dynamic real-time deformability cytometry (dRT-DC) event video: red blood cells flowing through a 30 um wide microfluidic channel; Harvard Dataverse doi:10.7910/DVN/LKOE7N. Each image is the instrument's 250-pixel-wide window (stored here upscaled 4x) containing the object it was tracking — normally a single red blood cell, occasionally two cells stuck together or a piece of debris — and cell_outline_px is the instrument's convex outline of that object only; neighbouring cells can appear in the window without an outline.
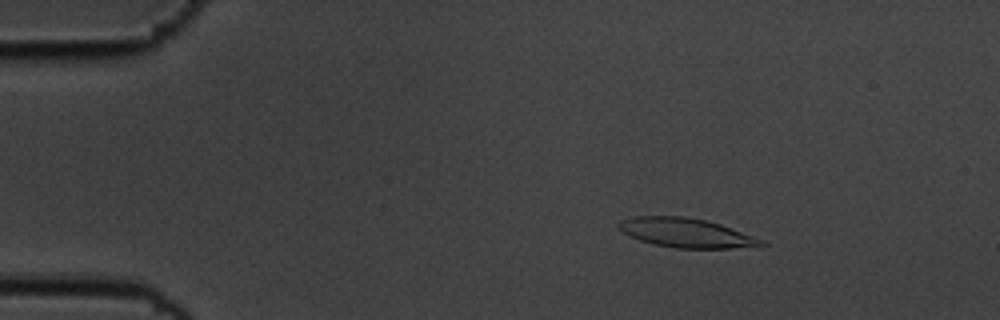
{"species": "common noctule bat (a hibernating species)", "species_latin": "Nyctalus noctula", "temperature_condition": "cold", "stored_images_in_passage": 49, "camera_frame_rate_fps": 3000, "um_per_image_px": 0.085, "animal": {"sex": "male", "body_mass_g": 19.5, "forearm_length_mm": 54.6}, "frame": {"image": 1, "passage_image": 2, "time_ms": 0.333, "image_size_px": [1000, 320], "cell_outline_px": [[768, 244], [728, 248], [676, 248], [656, 244], [640, 240], [624, 232], [616, 224], [620, 220], [636, 216], [684, 216], [708, 220], [720, 224], [764, 240]], "centroid_in_image_um": [58.31, 19.77], "position_along_channel_um": 26.7, "area_um2": 23.93}}
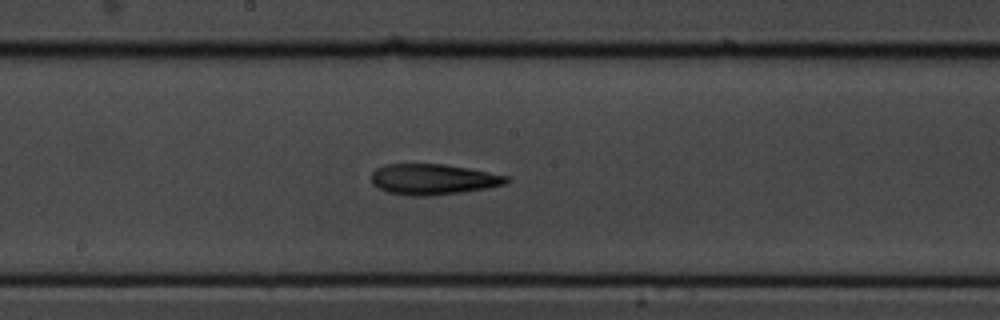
{"frame": {"image": 2, "passage_image": 23, "time_ms": 7.333, "image_size_px": [1000, 320], "cell_outline_px": [[508, 180], [504, 184], [484, 188], [460, 192], [428, 196], [408, 196], [388, 192], [376, 188], [372, 184], [372, 172], [376, 168], [384, 164], [444, 164], [468, 168], [508, 176]], "centroid_in_image_um": [36.73, 15.24], "position_along_channel_um": 211.5, "area_um2": 24.04}}
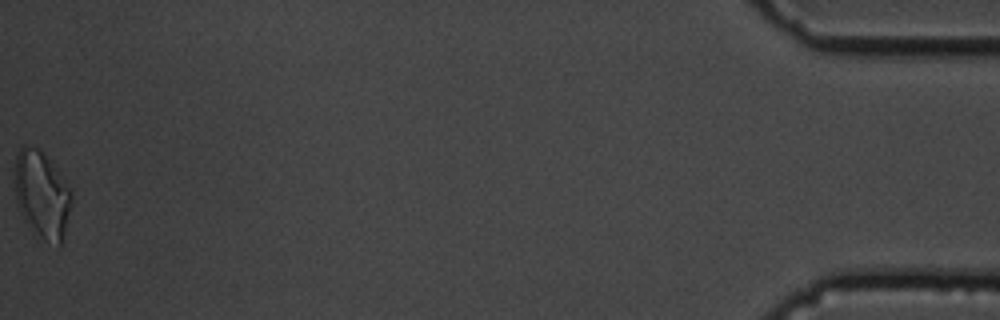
{"frame": {"image": 3, "passage_image": 49, "time_ms": 16.0, "image_size_px": [1000, 320], "cell_outline_px": [[72, 204], [64, 236], [60, 248], [56, 248], [32, 232], [24, 220], [16, 196], [16, 156], [20, 148], [24, 144], [36, 148], [56, 168], [72, 188]], "centroid_in_image_um": [3.62, 16.63], "position_along_channel_um": 431.6, "area_um2": 28.9}, "authors_computed_cell_mechanics": {"area_um2": 24.2182, "velocity_mm_per_s": 3.6106, "shape_relaxation_time_tau1_ms": 7.4742, "shape_relaxation_time_tau2_ms": 1.5819, "deformation_change_tau1": 0.1815, "deformation_change_tau2": 0.0982}}